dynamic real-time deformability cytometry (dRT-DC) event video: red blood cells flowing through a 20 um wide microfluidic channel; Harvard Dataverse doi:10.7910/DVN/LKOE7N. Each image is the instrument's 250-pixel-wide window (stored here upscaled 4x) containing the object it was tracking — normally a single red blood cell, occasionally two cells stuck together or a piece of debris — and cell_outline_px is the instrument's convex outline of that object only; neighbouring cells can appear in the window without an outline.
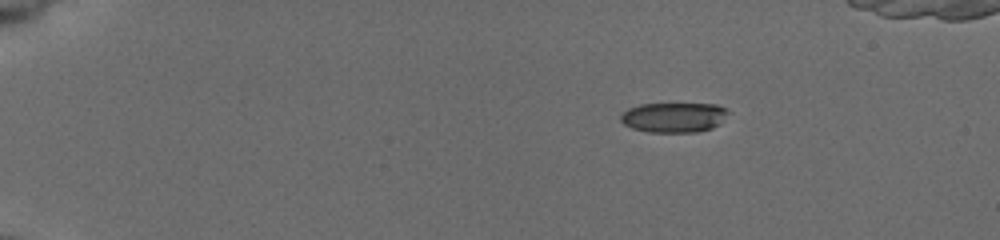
{"species": "common noctule bat (a hibernating species)", "species_latin": "Nyctalus noctula", "temperature_condition": "cold", "stored_images_in_passage": 6, "camera_frame_rate_fps": 3000, "um_per_image_px": 0.085, "animal": {"sex": "female", "body_mass_g": 19.5, "forearm_length_mm": 54.1}, "frame": {"image": 1, "passage_image": 1, "time_ms": 0.0, "image_size_px": [1000, 240], "cell_outline_px": [[728, 112], [720, 124], [712, 128], [696, 132], [648, 132], [632, 128], [624, 124], [620, 120], [620, 116], [628, 108], [640, 104], [716, 104], [724, 108]], "centroid_in_image_um": [57.26, 9.98], "position_along_channel_um": 27.7, "area_um2": 18.67}}
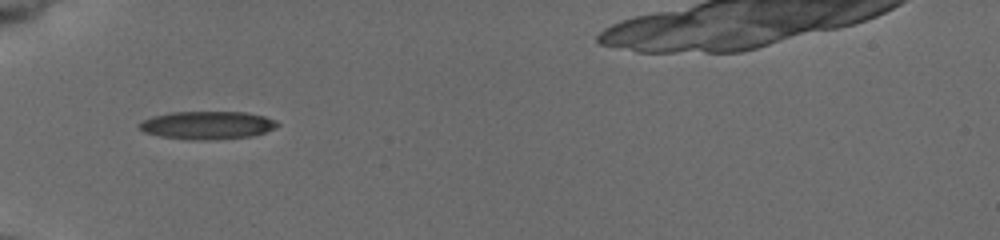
{"frame": {"image": 2, "passage_image": 5, "time_ms": 3.667, "image_size_px": [1000, 240], "cell_outline_px": [[280, 124], [276, 128], [252, 136], [208, 140], [192, 140], [160, 136], [144, 132], [136, 124], [152, 116], [168, 112], [248, 112], [264, 116], [276, 120]], "centroid_in_image_um": [17.62, 10.63], "position_along_channel_um": 67.4, "area_um2": 22.66}}